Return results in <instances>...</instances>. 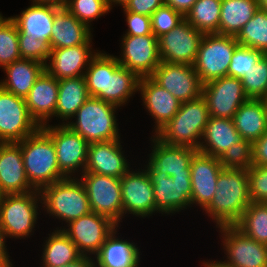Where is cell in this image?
<instances>
[{
  "mask_svg": "<svg viewBox=\"0 0 267 267\" xmlns=\"http://www.w3.org/2000/svg\"><path fill=\"white\" fill-rule=\"evenodd\" d=\"M89 96L99 98L118 107L138 91L140 78L122 67L115 56L98 52L85 71Z\"/></svg>",
  "mask_w": 267,
  "mask_h": 267,
  "instance_id": "cell-1",
  "label": "cell"
},
{
  "mask_svg": "<svg viewBox=\"0 0 267 267\" xmlns=\"http://www.w3.org/2000/svg\"><path fill=\"white\" fill-rule=\"evenodd\" d=\"M250 203L248 171L223 169L217 178L214 197L204 211L218 227L235 225Z\"/></svg>",
  "mask_w": 267,
  "mask_h": 267,
  "instance_id": "cell-2",
  "label": "cell"
},
{
  "mask_svg": "<svg viewBox=\"0 0 267 267\" xmlns=\"http://www.w3.org/2000/svg\"><path fill=\"white\" fill-rule=\"evenodd\" d=\"M17 143L28 181L36 190L66 178L59 170L55 145L41 127Z\"/></svg>",
  "mask_w": 267,
  "mask_h": 267,
  "instance_id": "cell-3",
  "label": "cell"
},
{
  "mask_svg": "<svg viewBox=\"0 0 267 267\" xmlns=\"http://www.w3.org/2000/svg\"><path fill=\"white\" fill-rule=\"evenodd\" d=\"M209 118V110L201 95L195 100L181 102L176 115L155 136L166 144L198 150Z\"/></svg>",
  "mask_w": 267,
  "mask_h": 267,
  "instance_id": "cell-4",
  "label": "cell"
},
{
  "mask_svg": "<svg viewBox=\"0 0 267 267\" xmlns=\"http://www.w3.org/2000/svg\"><path fill=\"white\" fill-rule=\"evenodd\" d=\"M118 106L96 97H89L77 110L74 122H63L89 144L119 139L115 110Z\"/></svg>",
  "mask_w": 267,
  "mask_h": 267,
  "instance_id": "cell-5",
  "label": "cell"
},
{
  "mask_svg": "<svg viewBox=\"0 0 267 267\" xmlns=\"http://www.w3.org/2000/svg\"><path fill=\"white\" fill-rule=\"evenodd\" d=\"M74 178L62 179L40 190V203L43 202L47 213L66 223L91 212L85 186L80 179Z\"/></svg>",
  "mask_w": 267,
  "mask_h": 267,
  "instance_id": "cell-6",
  "label": "cell"
},
{
  "mask_svg": "<svg viewBox=\"0 0 267 267\" xmlns=\"http://www.w3.org/2000/svg\"><path fill=\"white\" fill-rule=\"evenodd\" d=\"M238 45L235 36L204 34L193 64L202 84L227 76L232 55Z\"/></svg>",
  "mask_w": 267,
  "mask_h": 267,
  "instance_id": "cell-7",
  "label": "cell"
},
{
  "mask_svg": "<svg viewBox=\"0 0 267 267\" xmlns=\"http://www.w3.org/2000/svg\"><path fill=\"white\" fill-rule=\"evenodd\" d=\"M40 190L24 194H5L0 200V228L6 237H28L35 227Z\"/></svg>",
  "mask_w": 267,
  "mask_h": 267,
  "instance_id": "cell-8",
  "label": "cell"
},
{
  "mask_svg": "<svg viewBox=\"0 0 267 267\" xmlns=\"http://www.w3.org/2000/svg\"><path fill=\"white\" fill-rule=\"evenodd\" d=\"M81 181L85 186L91 212L104 215L119 225L123 217L120 178L84 172Z\"/></svg>",
  "mask_w": 267,
  "mask_h": 267,
  "instance_id": "cell-9",
  "label": "cell"
},
{
  "mask_svg": "<svg viewBox=\"0 0 267 267\" xmlns=\"http://www.w3.org/2000/svg\"><path fill=\"white\" fill-rule=\"evenodd\" d=\"M145 170L153 185L157 212L170 214L191 205V175H173L156 172L149 164Z\"/></svg>",
  "mask_w": 267,
  "mask_h": 267,
  "instance_id": "cell-10",
  "label": "cell"
},
{
  "mask_svg": "<svg viewBox=\"0 0 267 267\" xmlns=\"http://www.w3.org/2000/svg\"><path fill=\"white\" fill-rule=\"evenodd\" d=\"M39 128L31 118L25 99L0 86V141L17 143Z\"/></svg>",
  "mask_w": 267,
  "mask_h": 267,
  "instance_id": "cell-11",
  "label": "cell"
},
{
  "mask_svg": "<svg viewBox=\"0 0 267 267\" xmlns=\"http://www.w3.org/2000/svg\"><path fill=\"white\" fill-rule=\"evenodd\" d=\"M67 225L69 228H62V231L75 243L83 256H87V253L96 256L118 227L110 218L95 212L81 216Z\"/></svg>",
  "mask_w": 267,
  "mask_h": 267,
  "instance_id": "cell-12",
  "label": "cell"
},
{
  "mask_svg": "<svg viewBox=\"0 0 267 267\" xmlns=\"http://www.w3.org/2000/svg\"><path fill=\"white\" fill-rule=\"evenodd\" d=\"M52 139L60 172L70 178L75 170L84 173L89 143L67 125H44L41 127ZM82 168V169H81ZM72 173V174H71Z\"/></svg>",
  "mask_w": 267,
  "mask_h": 267,
  "instance_id": "cell-13",
  "label": "cell"
},
{
  "mask_svg": "<svg viewBox=\"0 0 267 267\" xmlns=\"http://www.w3.org/2000/svg\"><path fill=\"white\" fill-rule=\"evenodd\" d=\"M227 260V267H267V246L245 235L235 225L219 226Z\"/></svg>",
  "mask_w": 267,
  "mask_h": 267,
  "instance_id": "cell-14",
  "label": "cell"
},
{
  "mask_svg": "<svg viewBox=\"0 0 267 267\" xmlns=\"http://www.w3.org/2000/svg\"><path fill=\"white\" fill-rule=\"evenodd\" d=\"M204 34L185 19L158 38L162 62L193 65Z\"/></svg>",
  "mask_w": 267,
  "mask_h": 267,
  "instance_id": "cell-15",
  "label": "cell"
},
{
  "mask_svg": "<svg viewBox=\"0 0 267 267\" xmlns=\"http://www.w3.org/2000/svg\"><path fill=\"white\" fill-rule=\"evenodd\" d=\"M209 114L216 118L232 119L238 108L248 99L241 79L221 77L202 85Z\"/></svg>",
  "mask_w": 267,
  "mask_h": 267,
  "instance_id": "cell-16",
  "label": "cell"
},
{
  "mask_svg": "<svg viewBox=\"0 0 267 267\" xmlns=\"http://www.w3.org/2000/svg\"><path fill=\"white\" fill-rule=\"evenodd\" d=\"M122 47L121 58L116 56V59L139 78L150 77L161 63L158 38L154 34L124 35Z\"/></svg>",
  "mask_w": 267,
  "mask_h": 267,
  "instance_id": "cell-17",
  "label": "cell"
},
{
  "mask_svg": "<svg viewBox=\"0 0 267 267\" xmlns=\"http://www.w3.org/2000/svg\"><path fill=\"white\" fill-rule=\"evenodd\" d=\"M150 77L180 102L195 100L202 95L203 84L193 65L161 61Z\"/></svg>",
  "mask_w": 267,
  "mask_h": 267,
  "instance_id": "cell-18",
  "label": "cell"
},
{
  "mask_svg": "<svg viewBox=\"0 0 267 267\" xmlns=\"http://www.w3.org/2000/svg\"><path fill=\"white\" fill-rule=\"evenodd\" d=\"M141 170L142 172L129 170L120 178L123 215L129 212L136 216L146 217L157 211L153 185L146 170Z\"/></svg>",
  "mask_w": 267,
  "mask_h": 267,
  "instance_id": "cell-19",
  "label": "cell"
},
{
  "mask_svg": "<svg viewBox=\"0 0 267 267\" xmlns=\"http://www.w3.org/2000/svg\"><path fill=\"white\" fill-rule=\"evenodd\" d=\"M191 204L204 210L212 201L219 173L223 170L219 158L197 152L191 160Z\"/></svg>",
  "mask_w": 267,
  "mask_h": 267,
  "instance_id": "cell-20",
  "label": "cell"
},
{
  "mask_svg": "<svg viewBox=\"0 0 267 267\" xmlns=\"http://www.w3.org/2000/svg\"><path fill=\"white\" fill-rule=\"evenodd\" d=\"M120 144V139L90 143L84 172L115 178L124 176L130 169Z\"/></svg>",
  "mask_w": 267,
  "mask_h": 267,
  "instance_id": "cell-21",
  "label": "cell"
},
{
  "mask_svg": "<svg viewBox=\"0 0 267 267\" xmlns=\"http://www.w3.org/2000/svg\"><path fill=\"white\" fill-rule=\"evenodd\" d=\"M91 41L92 38L86 44L51 49L50 62L45 65V70L58 80L84 76L83 69H87L91 59L98 53L90 50Z\"/></svg>",
  "mask_w": 267,
  "mask_h": 267,
  "instance_id": "cell-22",
  "label": "cell"
},
{
  "mask_svg": "<svg viewBox=\"0 0 267 267\" xmlns=\"http://www.w3.org/2000/svg\"><path fill=\"white\" fill-rule=\"evenodd\" d=\"M0 188L5 194H24L36 190L28 181L18 143L0 144Z\"/></svg>",
  "mask_w": 267,
  "mask_h": 267,
  "instance_id": "cell-23",
  "label": "cell"
},
{
  "mask_svg": "<svg viewBox=\"0 0 267 267\" xmlns=\"http://www.w3.org/2000/svg\"><path fill=\"white\" fill-rule=\"evenodd\" d=\"M58 82V79L44 70L24 98L31 118L39 127L47 125L49 119L55 116Z\"/></svg>",
  "mask_w": 267,
  "mask_h": 267,
  "instance_id": "cell-24",
  "label": "cell"
},
{
  "mask_svg": "<svg viewBox=\"0 0 267 267\" xmlns=\"http://www.w3.org/2000/svg\"><path fill=\"white\" fill-rule=\"evenodd\" d=\"M148 164L156 172H164L169 176L191 175L190 163L197 149L188 146L170 145L159 140L155 135Z\"/></svg>",
  "mask_w": 267,
  "mask_h": 267,
  "instance_id": "cell-25",
  "label": "cell"
},
{
  "mask_svg": "<svg viewBox=\"0 0 267 267\" xmlns=\"http://www.w3.org/2000/svg\"><path fill=\"white\" fill-rule=\"evenodd\" d=\"M138 91L141 93L144 106L155 119L157 133L176 115L181 102L151 77L140 78Z\"/></svg>",
  "mask_w": 267,
  "mask_h": 267,
  "instance_id": "cell-26",
  "label": "cell"
},
{
  "mask_svg": "<svg viewBox=\"0 0 267 267\" xmlns=\"http://www.w3.org/2000/svg\"><path fill=\"white\" fill-rule=\"evenodd\" d=\"M198 152L220 158L235 143L242 140L233 119L210 116L202 135Z\"/></svg>",
  "mask_w": 267,
  "mask_h": 267,
  "instance_id": "cell-27",
  "label": "cell"
},
{
  "mask_svg": "<svg viewBox=\"0 0 267 267\" xmlns=\"http://www.w3.org/2000/svg\"><path fill=\"white\" fill-rule=\"evenodd\" d=\"M61 8L32 4L20 15L10 17L18 28V36L40 39L50 44L54 15Z\"/></svg>",
  "mask_w": 267,
  "mask_h": 267,
  "instance_id": "cell-28",
  "label": "cell"
},
{
  "mask_svg": "<svg viewBox=\"0 0 267 267\" xmlns=\"http://www.w3.org/2000/svg\"><path fill=\"white\" fill-rule=\"evenodd\" d=\"M91 37L90 27L79 21L66 8H61L54 15L49 44L51 49L86 44Z\"/></svg>",
  "mask_w": 267,
  "mask_h": 267,
  "instance_id": "cell-29",
  "label": "cell"
},
{
  "mask_svg": "<svg viewBox=\"0 0 267 267\" xmlns=\"http://www.w3.org/2000/svg\"><path fill=\"white\" fill-rule=\"evenodd\" d=\"M232 119L242 139L253 143L267 132L266 100L248 98Z\"/></svg>",
  "mask_w": 267,
  "mask_h": 267,
  "instance_id": "cell-30",
  "label": "cell"
},
{
  "mask_svg": "<svg viewBox=\"0 0 267 267\" xmlns=\"http://www.w3.org/2000/svg\"><path fill=\"white\" fill-rule=\"evenodd\" d=\"M7 77L0 86L14 95L25 98L36 79L45 70V65L31 59H20L3 68Z\"/></svg>",
  "mask_w": 267,
  "mask_h": 267,
  "instance_id": "cell-31",
  "label": "cell"
},
{
  "mask_svg": "<svg viewBox=\"0 0 267 267\" xmlns=\"http://www.w3.org/2000/svg\"><path fill=\"white\" fill-rule=\"evenodd\" d=\"M116 230L96 255L95 267H138L140 252L135 244L116 238Z\"/></svg>",
  "mask_w": 267,
  "mask_h": 267,
  "instance_id": "cell-32",
  "label": "cell"
},
{
  "mask_svg": "<svg viewBox=\"0 0 267 267\" xmlns=\"http://www.w3.org/2000/svg\"><path fill=\"white\" fill-rule=\"evenodd\" d=\"M55 116L67 121L90 97L84 76L61 79L58 82Z\"/></svg>",
  "mask_w": 267,
  "mask_h": 267,
  "instance_id": "cell-33",
  "label": "cell"
},
{
  "mask_svg": "<svg viewBox=\"0 0 267 267\" xmlns=\"http://www.w3.org/2000/svg\"><path fill=\"white\" fill-rule=\"evenodd\" d=\"M258 8L257 0H221L219 34L236 37Z\"/></svg>",
  "mask_w": 267,
  "mask_h": 267,
  "instance_id": "cell-34",
  "label": "cell"
},
{
  "mask_svg": "<svg viewBox=\"0 0 267 267\" xmlns=\"http://www.w3.org/2000/svg\"><path fill=\"white\" fill-rule=\"evenodd\" d=\"M42 253L44 267H62L81 256L75 243L61 228L52 232L47 238Z\"/></svg>",
  "mask_w": 267,
  "mask_h": 267,
  "instance_id": "cell-35",
  "label": "cell"
},
{
  "mask_svg": "<svg viewBox=\"0 0 267 267\" xmlns=\"http://www.w3.org/2000/svg\"><path fill=\"white\" fill-rule=\"evenodd\" d=\"M221 0H197L185 20L203 34H219Z\"/></svg>",
  "mask_w": 267,
  "mask_h": 267,
  "instance_id": "cell-36",
  "label": "cell"
},
{
  "mask_svg": "<svg viewBox=\"0 0 267 267\" xmlns=\"http://www.w3.org/2000/svg\"><path fill=\"white\" fill-rule=\"evenodd\" d=\"M235 226L251 239L267 246V203L251 202Z\"/></svg>",
  "mask_w": 267,
  "mask_h": 267,
  "instance_id": "cell-37",
  "label": "cell"
},
{
  "mask_svg": "<svg viewBox=\"0 0 267 267\" xmlns=\"http://www.w3.org/2000/svg\"><path fill=\"white\" fill-rule=\"evenodd\" d=\"M239 45L267 54V12L258 8L236 36Z\"/></svg>",
  "mask_w": 267,
  "mask_h": 267,
  "instance_id": "cell-38",
  "label": "cell"
},
{
  "mask_svg": "<svg viewBox=\"0 0 267 267\" xmlns=\"http://www.w3.org/2000/svg\"><path fill=\"white\" fill-rule=\"evenodd\" d=\"M20 59L18 28L10 17H5L0 24V67Z\"/></svg>",
  "mask_w": 267,
  "mask_h": 267,
  "instance_id": "cell-39",
  "label": "cell"
},
{
  "mask_svg": "<svg viewBox=\"0 0 267 267\" xmlns=\"http://www.w3.org/2000/svg\"><path fill=\"white\" fill-rule=\"evenodd\" d=\"M244 92L248 98L263 99L267 97V54L245 73L241 79Z\"/></svg>",
  "mask_w": 267,
  "mask_h": 267,
  "instance_id": "cell-40",
  "label": "cell"
},
{
  "mask_svg": "<svg viewBox=\"0 0 267 267\" xmlns=\"http://www.w3.org/2000/svg\"><path fill=\"white\" fill-rule=\"evenodd\" d=\"M219 161L226 170H248L254 165L253 143L242 139L227 149Z\"/></svg>",
  "mask_w": 267,
  "mask_h": 267,
  "instance_id": "cell-41",
  "label": "cell"
},
{
  "mask_svg": "<svg viewBox=\"0 0 267 267\" xmlns=\"http://www.w3.org/2000/svg\"><path fill=\"white\" fill-rule=\"evenodd\" d=\"M65 8L89 27L91 21L111 10L107 0H69Z\"/></svg>",
  "mask_w": 267,
  "mask_h": 267,
  "instance_id": "cell-42",
  "label": "cell"
},
{
  "mask_svg": "<svg viewBox=\"0 0 267 267\" xmlns=\"http://www.w3.org/2000/svg\"><path fill=\"white\" fill-rule=\"evenodd\" d=\"M263 55L264 53L257 49L238 45L232 55L227 76L242 79Z\"/></svg>",
  "mask_w": 267,
  "mask_h": 267,
  "instance_id": "cell-43",
  "label": "cell"
},
{
  "mask_svg": "<svg viewBox=\"0 0 267 267\" xmlns=\"http://www.w3.org/2000/svg\"><path fill=\"white\" fill-rule=\"evenodd\" d=\"M184 19L185 17L181 13L164 4L151 15L152 33L159 38L175 28Z\"/></svg>",
  "mask_w": 267,
  "mask_h": 267,
  "instance_id": "cell-44",
  "label": "cell"
},
{
  "mask_svg": "<svg viewBox=\"0 0 267 267\" xmlns=\"http://www.w3.org/2000/svg\"><path fill=\"white\" fill-rule=\"evenodd\" d=\"M21 59H31L44 65L50 55V45L47 41L32 39L28 36H18Z\"/></svg>",
  "mask_w": 267,
  "mask_h": 267,
  "instance_id": "cell-45",
  "label": "cell"
},
{
  "mask_svg": "<svg viewBox=\"0 0 267 267\" xmlns=\"http://www.w3.org/2000/svg\"><path fill=\"white\" fill-rule=\"evenodd\" d=\"M251 202L267 203V166H251L248 170Z\"/></svg>",
  "mask_w": 267,
  "mask_h": 267,
  "instance_id": "cell-46",
  "label": "cell"
},
{
  "mask_svg": "<svg viewBox=\"0 0 267 267\" xmlns=\"http://www.w3.org/2000/svg\"><path fill=\"white\" fill-rule=\"evenodd\" d=\"M123 10L126 14L128 25L125 35L143 36L153 34L150 16L127 11L124 7Z\"/></svg>",
  "mask_w": 267,
  "mask_h": 267,
  "instance_id": "cell-47",
  "label": "cell"
},
{
  "mask_svg": "<svg viewBox=\"0 0 267 267\" xmlns=\"http://www.w3.org/2000/svg\"><path fill=\"white\" fill-rule=\"evenodd\" d=\"M165 0H129L124 8L138 14L150 16L157 8L163 6Z\"/></svg>",
  "mask_w": 267,
  "mask_h": 267,
  "instance_id": "cell-48",
  "label": "cell"
},
{
  "mask_svg": "<svg viewBox=\"0 0 267 267\" xmlns=\"http://www.w3.org/2000/svg\"><path fill=\"white\" fill-rule=\"evenodd\" d=\"M253 161L256 166H267V132L253 142Z\"/></svg>",
  "mask_w": 267,
  "mask_h": 267,
  "instance_id": "cell-49",
  "label": "cell"
},
{
  "mask_svg": "<svg viewBox=\"0 0 267 267\" xmlns=\"http://www.w3.org/2000/svg\"><path fill=\"white\" fill-rule=\"evenodd\" d=\"M196 1L197 0H165V4L185 17Z\"/></svg>",
  "mask_w": 267,
  "mask_h": 267,
  "instance_id": "cell-50",
  "label": "cell"
},
{
  "mask_svg": "<svg viewBox=\"0 0 267 267\" xmlns=\"http://www.w3.org/2000/svg\"><path fill=\"white\" fill-rule=\"evenodd\" d=\"M6 234L0 228V267H12V262L9 260L7 248L5 246Z\"/></svg>",
  "mask_w": 267,
  "mask_h": 267,
  "instance_id": "cell-51",
  "label": "cell"
},
{
  "mask_svg": "<svg viewBox=\"0 0 267 267\" xmlns=\"http://www.w3.org/2000/svg\"><path fill=\"white\" fill-rule=\"evenodd\" d=\"M94 258L92 260V258L87 255V256H83L81 255L77 260L68 263L62 267H95V262H94Z\"/></svg>",
  "mask_w": 267,
  "mask_h": 267,
  "instance_id": "cell-52",
  "label": "cell"
},
{
  "mask_svg": "<svg viewBox=\"0 0 267 267\" xmlns=\"http://www.w3.org/2000/svg\"><path fill=\"white\" fill-rule=\"evenodd\" d=\"M69 0H33V4L50 5L57 8H65Z\"/></svg>",
  "mask_w": 267,
  "mask_h": 267,
  "instance_id": "cell-53",
  "label": "cell"
},
{
  "mask_svg": "<svg viewBox=\"0 0 267 267\" xmlns=\"http://www.w3.org/2000/svg\"><path fill=\"white\" fill-rule=\"evenodd\" d=\"M129 0H107L108 2V5L110 7V9H112V5L114 3L115 4H120L122 7H124V5H126V3L128 2Z\"/></svg>",
  "mask_w": 267,
  "mask_h": 267,
  "instance_id": "cell-54",
  "label": "cell"
},
{
  "mask_svg": "<svg viewBox=\"0 0 267 267\" xmlns=\"http://www.w3.org/2000/svg\"><path fill=\"white\" fill-rule=\"evenodd\" d=\"M204 267H227V266H224L220 261L216 262V261H211V262H205L203 263Z\"/></svg>",
  "mask_w": 267,
  "mask_h": 267,
  "instance_id": "cell-55",
  "label": "cell"
},
{
  "mask_svg": "<svg viewBox=\"0 0 267 267\" xmlns=\"http://www.w3.org/2000/svg\"><path fill=\"white\" fill-rule=\"evenodd\" d=\"M259 8L267 12V0H257Z\"/></svg>",
  "mask_w": 267,
  "mask_h": 267,
  "instance_id": "cell-56",
  "label": "cell"
},
{
  "mask_svg": "<svg viewBox=\"0 0 267 267\" xmlns=\"http://www.w3.org/2000/svg\"><path fill=\"white\" fill-rule=\"evenodd\" d=\"M5 18L1 15V13H0V24H1V22L4 20Z\"/></svg>",
  "mask_w": 267,
  "mask_h": 267,
  "instance_id": "cell-57",
  "label": "cell"
},
{
  "mask_svg": "<svg viewBox=\"0 0 267 267\" xmlns=\"http://www.w3.org/2000/svg\"><path fill=\"white\" fill-rule=\"evenodd\" d=\"M4 194L2 193L1 191V188H0V200L3 198Z\"/></svg>",
  "mask_w": 267,
  "mask_h": 267,
  "instance_id": "cell-58",
  "label": "cell"
}]
</instances>
